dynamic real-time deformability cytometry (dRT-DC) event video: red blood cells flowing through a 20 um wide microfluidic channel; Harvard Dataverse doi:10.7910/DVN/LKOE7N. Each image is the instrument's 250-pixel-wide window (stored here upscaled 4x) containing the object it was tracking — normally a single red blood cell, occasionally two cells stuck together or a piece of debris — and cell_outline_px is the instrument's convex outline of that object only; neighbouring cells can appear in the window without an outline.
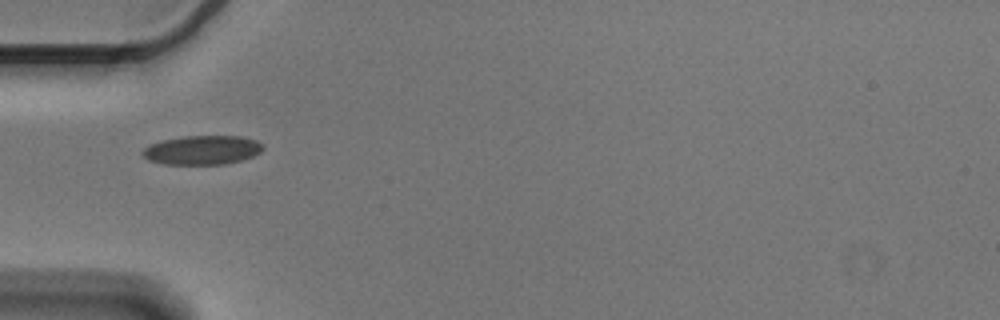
{"species": "Egyptian fruit bat (a non-hibernating species)", "species_latin": "Rousettus aegyptiacus", "temperature_condition": "cold", "stored_images_in_passage": 39, "camera_frame_rate_fps": 3000, "um_per_image_px": 0.085, "animal": {"sex": "male"}, "frame": {"image": 1, "passage_image": 1, "time_ms": 0.0, "image_size_px": [1000, 320], "cell_outline_px": [[264, 148], [260, 152], [252, 156], [240, 160], [224, 164], [164, 164], [148, 160], [140, 152], [148, 144], [160, 140], [184, 136], [240, 136], [256, 140], [264, 144]], "centroid_in_image_um": [17.16, 12.74], "position_along_channel_um": 67.8, "area_um2": 20.52}}
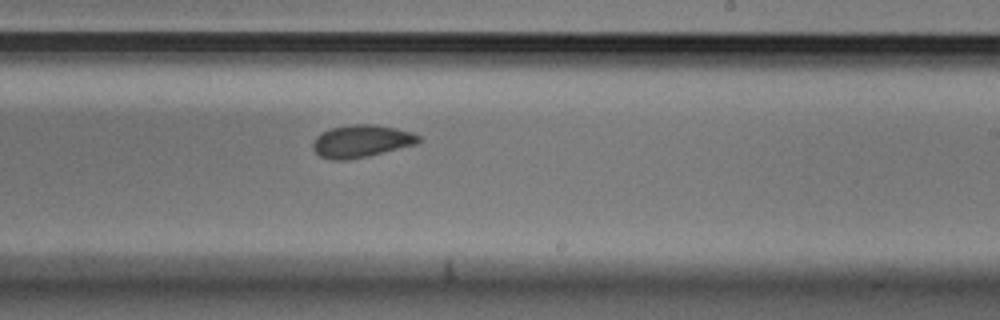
{"frame": {"image": 2, "passage_image": 17, "time_ms": 5.333, "image_size_px": [1000, 320], "cell_outline_px": [[420, 140], [416, 144], [368, 156], [348, 160], [332, 160], [320, 156], [312, 148], [312, 144], [316, 136], [320, 132], [332, 128], [352, 124], [376, 124], [396, 128], [412, 132], [420, 136]], "centroid_in_image_um": [30.7, 11.99], "position_along_channel_um": 258.3, "area_um2": 20.06}}
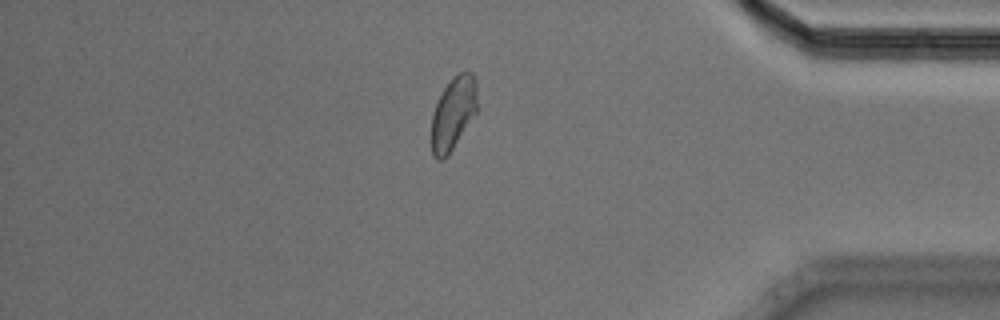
{"frame": {"image": 3, "passage_image": 31, "time_ms": 10.0, "image_size_px": [1000, 320], "cell_outline_px": [[476, 112], [452, 148], [440, 160], [436, 160], [432, 156], [432, 112], [444, 88], [460, 72], [472, 72], [476, 80]], "centroid_in_image_um": [38.51, 9.62], "position_along_channel_um": 396.7, "area_um2": 18.73}, "authors_computed_cell_mechanics": {"area_um2": 19.8832, "velocity_mm_per_s": 3.5598, "shape_relaxation_time_tau1_ms": 4.6168, "shape_relaxation_time_tau2_ms": 0.9874, "deformation_change_tau1": 0.0883, "deformation_change_tau2": 0.0451}}